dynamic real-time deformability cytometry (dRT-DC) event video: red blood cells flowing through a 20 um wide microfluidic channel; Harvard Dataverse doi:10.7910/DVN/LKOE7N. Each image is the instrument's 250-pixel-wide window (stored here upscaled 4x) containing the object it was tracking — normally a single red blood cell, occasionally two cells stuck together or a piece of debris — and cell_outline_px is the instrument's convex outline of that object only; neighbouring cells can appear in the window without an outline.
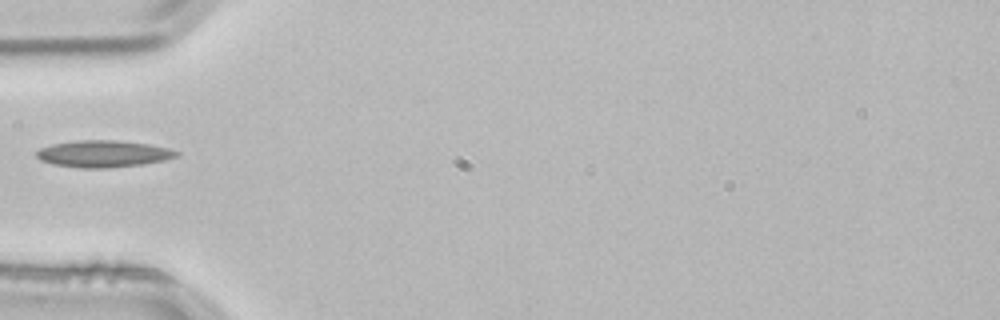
{"species": "common noctule bat (a hibernating species)", "species_latin": "Nyctalus noctula", "temperature_condition": "room temperature", "stored_images_in_passage": 1, "camera_frame_rate_fps": 3000, "um_per_image_px": 0.085, "animal": {"sex": "male", "body_mass_g": 21.5, "forearm_length_mm": 52.0}, "frame": {"image": 1, "passage_image": 1, "time_ms": 0.0, "image_size_px": [1000, 320], "cell_outline_px": [[180, 156], [164, 160], [140, 164], [108, 168], [80, 168], [52, 164], [40, 160], [36, 156], [36, 152], [40, 148], [52, 144], [76, 140], [116, 140], [148, 144], [168, 148], [180, 152]], "centroid_in_image_um": [8.77, 13.07], "position_along_channel_um": 76.2, "area_um2": 21.91}}